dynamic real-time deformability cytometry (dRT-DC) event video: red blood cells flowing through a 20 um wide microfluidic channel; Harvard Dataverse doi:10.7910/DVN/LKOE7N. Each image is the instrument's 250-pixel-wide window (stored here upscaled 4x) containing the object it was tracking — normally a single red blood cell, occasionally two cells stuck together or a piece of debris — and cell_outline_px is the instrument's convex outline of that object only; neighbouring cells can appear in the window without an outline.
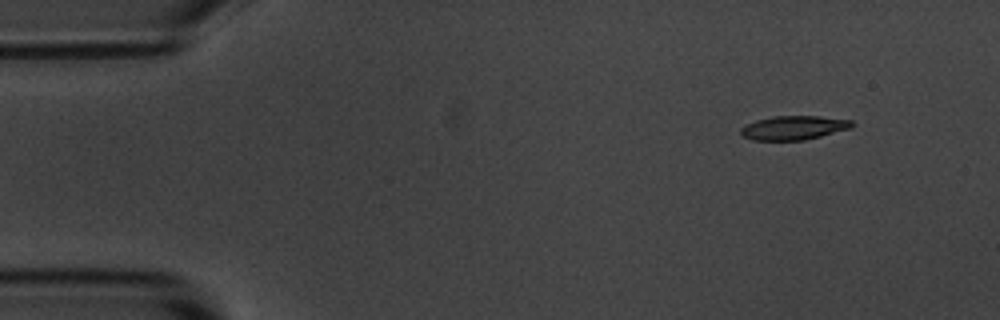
{"species": "common noctule bat (a hibernating species)", "species_latin": "Nyctalus noctula", "temperature_condition": "room temperature", "stored_images_in_passage": 4, "camera_frame_rate_fps": 3000, "um_per_image_px": 0.085, "animal": {"sex": "male", "body_mass_g": 20.1, "forearm_length_mm": 53.5}, "frame": {"image": 1, "passage_image": 1, "time_ms": 0.0, "image_size_px": [1000, 320], "cell_outline_px": [[852, 124], [848, 128], [820, 136], [804, 140], [752, 140], [744, 136], [740, 132], [740, 128], [756, 120], [772, 116], [820, 116], [852, 120]], "centroid_in_image_um": [67.42, 10.85], "position_along_channel_um": 17.6, "area_um2": 15.26}}
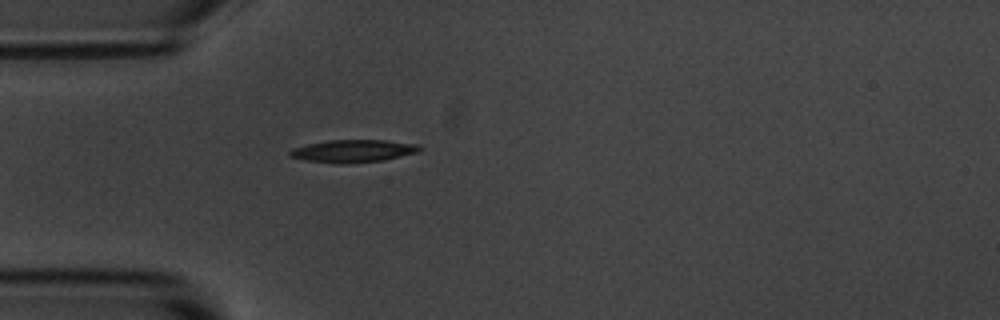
{"frame": {"image": 2, "passage_image": 4, "time_ms": 3.333, "image_size_px": [1000, 320], "cell_outline_px": [[424, 148], [420, 152], [384, 160], [348, 164], [336, 164], [304, 160], [288, 156], [288, 152], [292, 148], [308, 144], [328, 140], [384, 140], [420, 144]], "centroid_in_image_um": [30.05, 12.84], "position_along_channel_um": 55.0, "area_um2": 17.46}}